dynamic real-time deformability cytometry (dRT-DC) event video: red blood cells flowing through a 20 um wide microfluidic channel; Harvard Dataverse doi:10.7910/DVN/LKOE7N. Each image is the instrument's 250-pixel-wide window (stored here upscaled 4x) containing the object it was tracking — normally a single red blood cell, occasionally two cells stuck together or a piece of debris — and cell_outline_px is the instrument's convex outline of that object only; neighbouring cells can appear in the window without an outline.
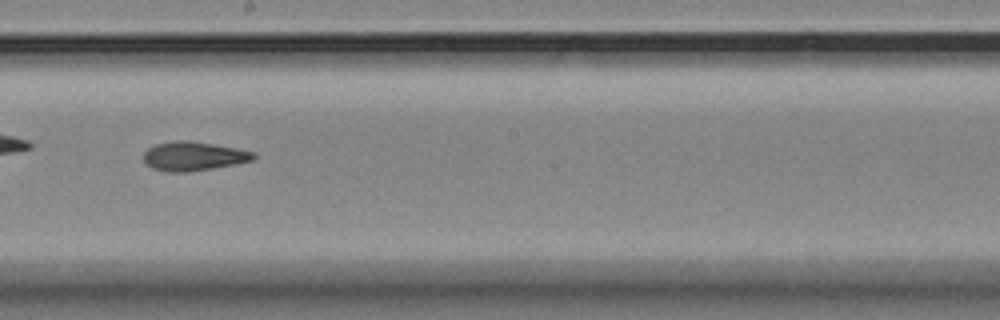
{"species": "Egyptian fruit bat (a non-hibernating species)", "species_latin": "Rousettus aegyptiacus", "temperature_condition": "room temperature", "stored_images_in_passage": 35, "camera_frame_rate_fps": 3000, "um_per_image_px": 0.085, "animal": {"sex": "female"}, "frame": {"image": 1, "passage_image": 16, "time_ms": 5.0, "image_size_px": [1000, 320], "cell_outline_px": [[256, 156], [252, 160], [236, 164], [188, 172], [168, 172], [152, 168], [144, 164], [144, 152], [148, 148], [156, 144], [176, 140], [188, 140], [236, 148], [256, 152]], "centroid_in_image_um": [16.43, 13.28], "position_along_channel_um": 231.8, "area_um2": 18.61}, "authors_computed_cell_mechanics": {"area_um2": 18.3804, "velocity_mm_per_s": 3.5418, "shape_relaxation_time_tau1_ms": 9.8041, "shape_relaxation_time_tau2_ms": 5.6141, "deformation_change_tau1": 0.2154, "deformation_change_tau2": 0.1463}}